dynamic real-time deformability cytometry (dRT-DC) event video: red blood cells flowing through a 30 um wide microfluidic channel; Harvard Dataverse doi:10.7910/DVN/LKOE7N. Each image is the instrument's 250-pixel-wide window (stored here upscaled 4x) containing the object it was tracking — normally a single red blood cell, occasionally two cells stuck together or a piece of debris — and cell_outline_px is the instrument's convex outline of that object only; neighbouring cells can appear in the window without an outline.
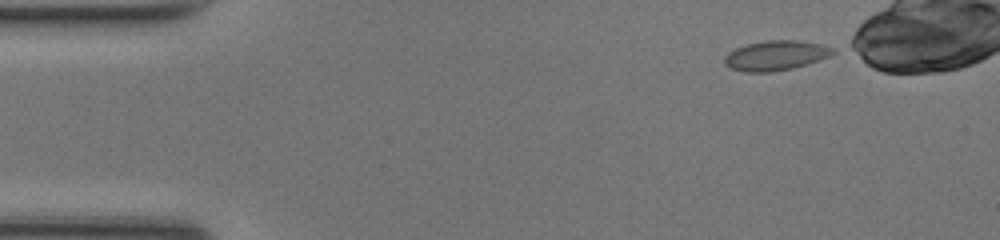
{"species": "common noctule bat (a hibernating species)", "species_latin": "Nyctalus noctula", "temperature_condition": "room temperature", "stored_images_in_passage": 40, "camera_frame_rate_fps": 3000, "um_per_image_px": 0.085, "animal": {"sex": "female", "body_mass_g": 17.0, "forearm_length_mm": 48.0}, "frame": {"image": 1, "passage_image": 1, "time_ms": 0.0, "image_size_px": [1000, 240], "cell_outline_px": [[836, 52], [828, 56], [792, 68], [772, 72], [744, 72], [732, 68], [724, 64], [724, 56], [728, 52], [736, 48], [748, 44], [768, 40], [796, 40], [820, 44], [832, 48]], "centroid_in_image_um": [65.88, 4.72], "position_along_channel_um": 19.1, "area_um2": 18.5}}
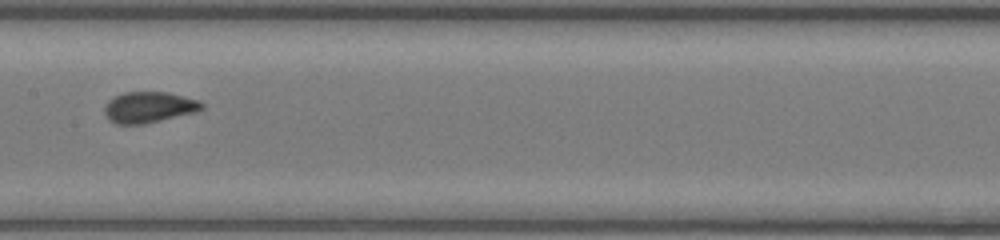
{"frame": {"image": 2, "passage_image": 20, "time_ms": 6.333, "image_size_px": [1000, 240], "cell_outline_px": [[204, 108], [196, 112], [144, 124], [116, 124], [108, 120], [104, 112], [104, 108], [108, 100], [124, 92], [168, 92], [200, 100], [204, 104]], "centroid_in_image_um": [12.67, 9.11], "position_along_channel_um": 194.7, "area_um2": 17.69}}
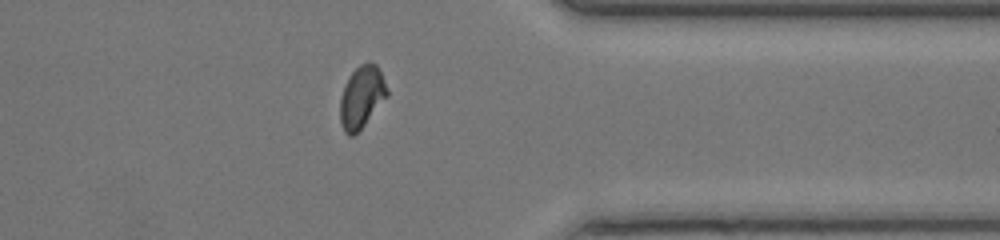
{"frame": {"image": 3, "passage_image": 34, "time_ms": 11.0, "image_size_px": [1000, 240], "cell_outline_px": [[388, 96], [364, 124], [352, 136], [348, 136], [344, 132], [340, 124], [340, 100], [344, 84], [348, 76], [360, 64], [376, 64], [388, 88]], "centroid_in_image_um": [30.72, 8.26], "position_along_channel_um": 380.7, "area_um2": 16.82}, "authors_computed_cell_mechanics": {"area_um2": 17.34, "velocity_mm_per_s": 4.2281, "shape_relaxation_time_tau1_ms": 5.1525, "shape_relaxation_time_tau2_ms": null, "deformation_change_tau1": 0.112, "deformation_change_tau2": null}}